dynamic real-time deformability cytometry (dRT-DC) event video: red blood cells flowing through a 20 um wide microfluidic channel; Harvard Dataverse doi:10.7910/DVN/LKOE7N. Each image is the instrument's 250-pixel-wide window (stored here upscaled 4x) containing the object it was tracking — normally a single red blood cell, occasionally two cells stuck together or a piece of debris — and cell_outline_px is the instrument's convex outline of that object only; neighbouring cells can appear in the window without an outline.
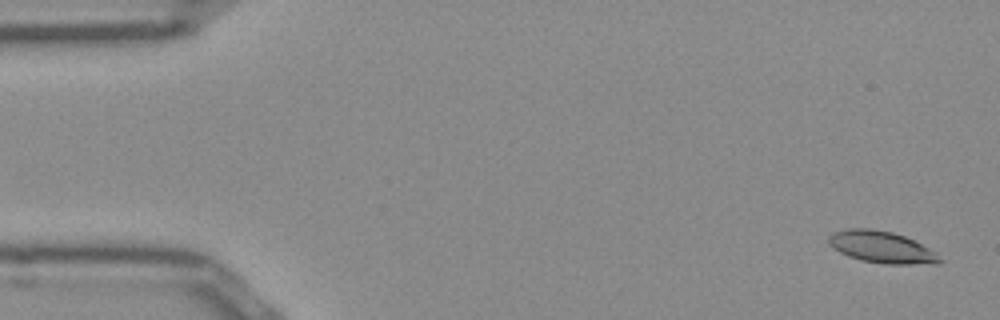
{"species": "Egyptian fruit bat (a non-hibernating species)", "species_latin": "Rousettus aegyptiacus", "temperature_condition": "room temperature", "stored_images_in_passage": 52, "camera_frame_rate_fps": 3000, "um_per_image_px": 0.085, "frame": {"image": 1, "passage_image": 2, "time_ms": 0.333, "image_size_px": [1000, 320], "cell_outline_px": [[944, 260], [940, 264], [888, 264], [864, 260], [848, 256], [840, 252], [828, 244], [828, 236], [836, 232], [848, 228], [868, 228], [892, 232], [904, 236], [936, 252]], "centroid_in_image_um": [74.97, 21.01], "position_along_channel_um": 10.0, "area_um2": 20.4}}
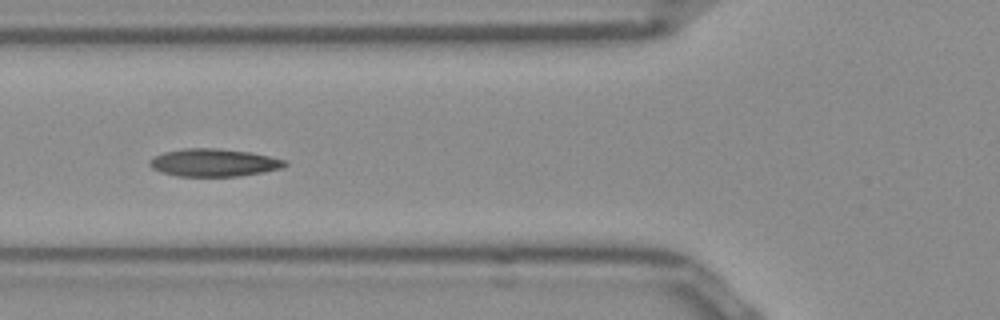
{"frame": {"image": 2, "passage_image": 19, "time_ms": 6.0, "image_size_px": [1000, 320], "cell_outline_px": [[288, 164], [284, 168], [264, 172], [240, 176], [176, 176], [160, 172], [152, 168], [148, 164], [148, 160], [164, 152], [184, 148], [216, 148], [248, 152], [288, 160]], "centroid_in_image_um": [18.19, 13.83], "position_along_channel_um": 107.6, "area_um2": 21.96}}
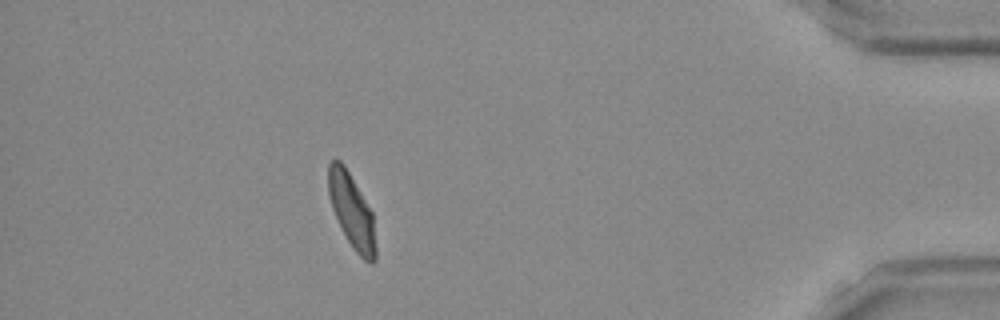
{"frame": {"image": 3, "passage_image": 46, "time_ms": 15.0, "image_size_px": [1000, 320], "cell_outline_px": [[376, 260], [372, 264], [368, 264], [352, 248], [332, 208], [328, 192], [328, 164], [332, 160], [340, 160], [344, 164], [372, 212], [376, 248]], "centroid_in_image_um": [29.91, 17.95], "position_along_channel_um": 405.3, "area_um2": 20.23}, "authors_computed_cell_mechanics": {"area_um2": 20.7213, "velocity_mm_per_s": 3.9018, "shape_relaxation_time_tau1_ms": 6.9579, "shape_relaxation_time_tau2_ms": 1.0645, "deformation_change_tau1": 0.1822, "deformation_change_tau2": 0.0566}}